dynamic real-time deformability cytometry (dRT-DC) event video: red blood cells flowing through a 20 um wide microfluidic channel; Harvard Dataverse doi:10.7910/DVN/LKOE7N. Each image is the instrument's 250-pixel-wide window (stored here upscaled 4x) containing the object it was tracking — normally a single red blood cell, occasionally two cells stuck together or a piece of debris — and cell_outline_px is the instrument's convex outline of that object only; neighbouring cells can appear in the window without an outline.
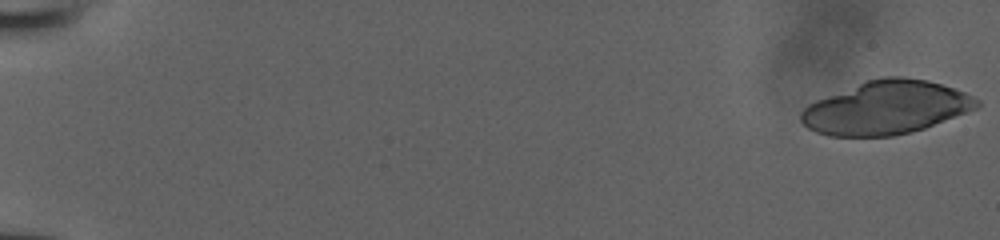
{"species": "human", "species_latin": "Homo sapiens", "temperature_condition": "room temperature", "stored_images_in_passage": 18, "camera_frame_rate_fps": 3000, "um_per_image_px": 0.085, "donor": {"sex": "male"}, "frame": {"image": 1, "passage_image": 1, "time_ms": 0.0, "image_size_px": [1000, 240], "cell_outline_px": [[980, 104], [976, 108], [924, 128], [892, 136], [828, 136], [816, 132], [808, 128], [800, 120], [800, 112], [808, 104], [816, 100], [868, 80], [884, 76], [904, 76], [928, 80], [964, 92], [980, 100]], "centroid_in_image_um": [75.29, 9.15], "position_along_channel_um": 9.7, "area_um2": 54.16}}